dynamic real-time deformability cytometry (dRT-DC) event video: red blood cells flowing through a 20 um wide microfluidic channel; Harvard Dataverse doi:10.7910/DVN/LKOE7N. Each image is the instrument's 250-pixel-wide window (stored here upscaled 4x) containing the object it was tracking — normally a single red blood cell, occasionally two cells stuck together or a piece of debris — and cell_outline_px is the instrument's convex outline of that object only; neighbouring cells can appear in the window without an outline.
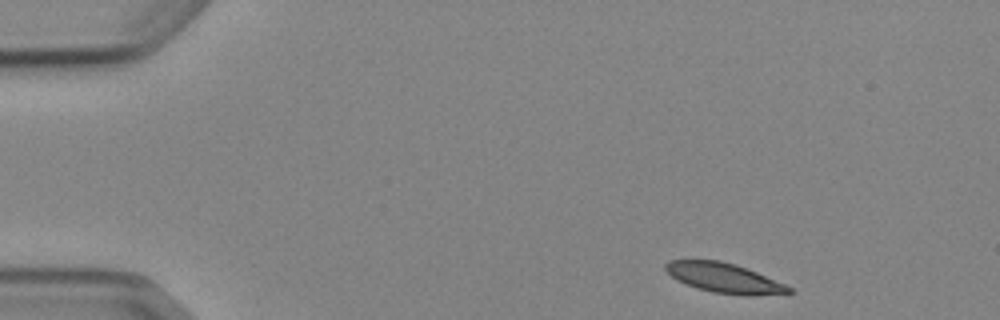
{"species": "Egyptian fruit bat (a non-hibernating species)", "species_latin": "Rousettus aegyptiacus", "temperature_condition": "cold", "stored_images_in_passage": 5, "camera_frame_rate_fps": 3000, "um_per_image_px": 0.085, "animal": {"sex": "female"}, "frame": {"image": 1, "passage_image": 1, "time_ms": 0.0, "image_size_px": [1000, 320], "cell_outline_px": [[792, 292], [752, 296], [744, 296], [712, 292], [696, 288], [676, 280], [664, 268], [664, 264], [668, 260], [720, 260], [736, 264], [756, 272], [784, 284], [792, 288]], "centroid_in_image_um": [61.51, 23.62], "position_along_channel_um": 23.5, "area_um2": 21.33}}
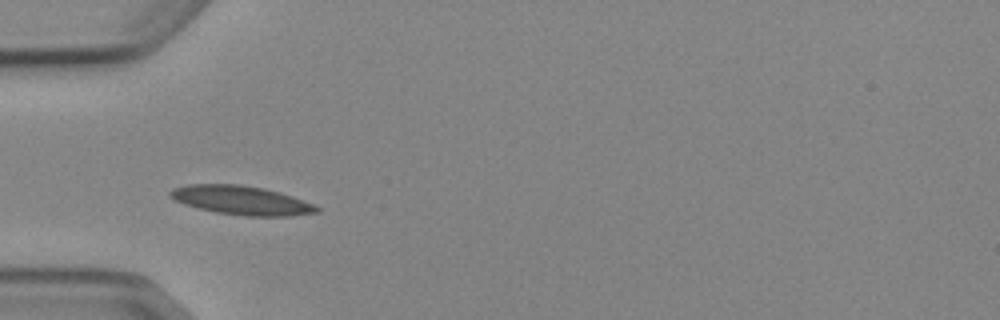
{"frame": {"image": 2, "passage_image": 4, "time_ms": 3.333, "image_size_px": [1000, 320], "cell_outline_px": [[320, 212], [292, 216], [244, 216], [216, 212], [184, 204], [168, 196], [168, 192], [172, 188], [188, 184], [240, 184], [264, 188], [280, 192], [292, 196], [312, 204], [320, 208]], "centroid_in_image_um": [20.51, 17.02], "position_along_channel_um": 64.5, "area_um2": 24.74}}
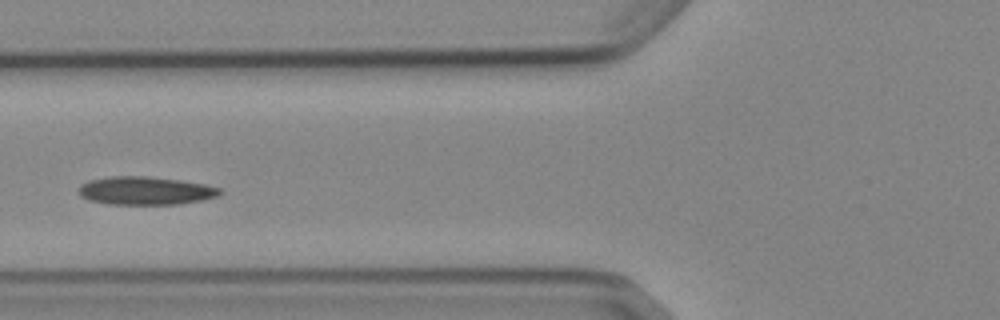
{"frame": {"image": 3, "passage_image": 5, "time_ms": 4.667, "image_size_px": [1000, 320], "cell_outline_px": [[224, 192], [220, 196], [204, 200], [180, 204], [108, 204], [88, 200], [80, 196], [80, 184], [88, 180], [108, 176], [148, 176], [180, 180], [204, 184], [220, 188]], "centroid_in_image_um": [12.39, 16.21], "position_along_channel_um": 113.4, "area_um2": 23.47}}